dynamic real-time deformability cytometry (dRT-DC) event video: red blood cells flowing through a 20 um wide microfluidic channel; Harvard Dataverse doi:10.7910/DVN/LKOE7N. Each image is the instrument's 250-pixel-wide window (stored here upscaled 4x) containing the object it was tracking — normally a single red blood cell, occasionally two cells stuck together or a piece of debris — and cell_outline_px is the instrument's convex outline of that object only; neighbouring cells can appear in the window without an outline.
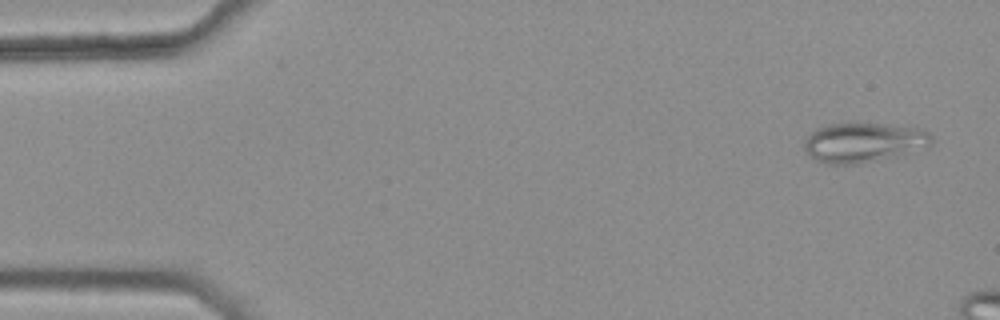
{"species": "common noctule bat (a hibernating species)", "species_latin": "Nyctalus noctula", "temperature_condition": "warm", "stored_images_in_passage": 3, "camera_frame_rate_fps": 3000, "um_per_image_px": 0.085, "animal": {"sex": "female", "body_mass_g": 25.1}, "frame": {"image": 1, "passage_image": 1, "time_ms": 0.0, "image_size_px": [1000, 320], "cell_outline_px": [[932, 144], [928, 148], [864, 164], [828, 164], [816, 160], [804, 148], [804, 140], [816, 128], [828, 124], [884, 124], [920, 128], [928, 132], [932, 136]], "centroid_in_image_um": [73.45, 12.12], "position_along_channel_um": 11.5, "area_um2": 29.54}}